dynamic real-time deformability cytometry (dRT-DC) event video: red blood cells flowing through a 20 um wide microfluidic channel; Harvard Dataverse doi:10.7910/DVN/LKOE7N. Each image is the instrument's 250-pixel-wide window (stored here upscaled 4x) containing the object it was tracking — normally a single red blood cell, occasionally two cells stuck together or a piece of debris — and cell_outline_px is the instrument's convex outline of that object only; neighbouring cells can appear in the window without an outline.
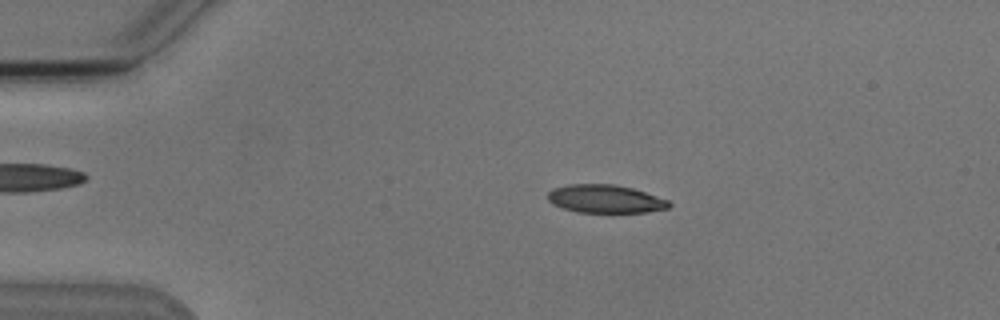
{"species": "Egyptian fruit bat (a non-hibernating species)", "species_latin": "Rousettus aegyptiacus", "temperature_condition": "cold", "stored_images_in_passage": 4, "camera_frame_rate_fps": 3000, "um_per_image_px": 0.085, "animal": {"sex": "male"}, "frame": {"image": 1, "passage_image": 3, "time_ms": 2.333, "image_size_px": [1000, 320], "cell_outline_px": [[672, 204], [668, 208], [648, 212], [576, 212], [552, 204], [548, 200], [548, 192], [552, 188], [568, 184], [612, 184], [632, 188], [668, 200]], "centroid_in_image_um": [51.42, 16.9], "position_along_channel_um": 33.6, "area_um2": 19.83}}